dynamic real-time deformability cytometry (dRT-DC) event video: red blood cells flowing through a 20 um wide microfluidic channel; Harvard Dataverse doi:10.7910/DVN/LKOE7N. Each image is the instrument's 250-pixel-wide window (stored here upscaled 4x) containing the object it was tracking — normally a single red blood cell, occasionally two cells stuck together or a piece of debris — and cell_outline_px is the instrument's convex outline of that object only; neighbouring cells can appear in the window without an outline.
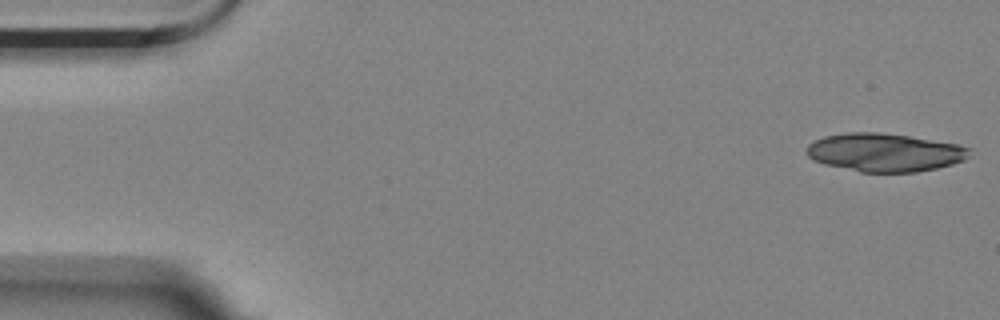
{"species": "Egyptian fruit bat (a non-hibernating species)", "species_latin": "Rousettus aegyptiacus", "temperature_condition": "room temperature", "stored_images_in_passage": 11, "camera_frame_rate_fps": 3000, "um_per_image_px": 0.085, "animal": {"sex": "female"}, "frame": {"image": 1, "passage_image": 1, "time_ms": 0.0, "image_size_px": [1000, 320], "cell_outline_px": [[972, 156], [964, 160], [952, 164], [936, 168], [916, 172], [860, 172], [824, 164], [812, 160], [804, 152], [808, 144], [824, 136], [848, 132], [876, 132], [908, 136], [956, 144], [972, 148]], "centroid_in_image_um": [75.19, 12.96], "position_along_channel_um": 9.8, "area_um2": 36.47}}